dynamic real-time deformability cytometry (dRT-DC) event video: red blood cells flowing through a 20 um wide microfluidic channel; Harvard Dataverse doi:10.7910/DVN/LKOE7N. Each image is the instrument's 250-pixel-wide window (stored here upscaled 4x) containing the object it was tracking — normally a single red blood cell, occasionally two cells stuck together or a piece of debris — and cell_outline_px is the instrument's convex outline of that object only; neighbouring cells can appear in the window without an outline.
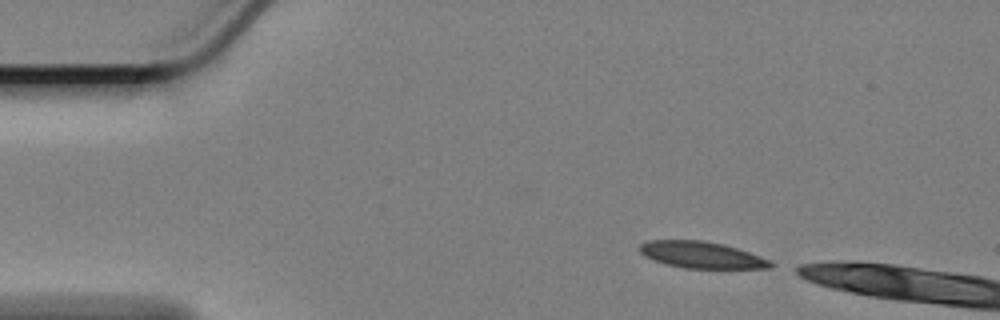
{"species": "Egyptian fruit bat (a non-hibernating species)", "species_latin": "Rousettus aegyptiacus", "temperature_condition": "cold", "stored_images_in_passage": 5, "camera_frame_rate_fps": 3000, "um_per_image_px": 0.085, "animal": {"sex": "female"}, "frame": {"image": 1, "passage_image": 1, "time_ms": 0.0, "image_size_px": [1000, 320], "cell_outline_px": [[776, 264], [772, 268], [684, 268], [668, 264], [644, 256], [640, 252], [640, 244], [648, 240], [700, 240], [724, 244], [772, 260]], "centroid_in_image_um": [59.67, 21.66], "position_along_channel_um": 25.3, "area_um2": 20.17}}